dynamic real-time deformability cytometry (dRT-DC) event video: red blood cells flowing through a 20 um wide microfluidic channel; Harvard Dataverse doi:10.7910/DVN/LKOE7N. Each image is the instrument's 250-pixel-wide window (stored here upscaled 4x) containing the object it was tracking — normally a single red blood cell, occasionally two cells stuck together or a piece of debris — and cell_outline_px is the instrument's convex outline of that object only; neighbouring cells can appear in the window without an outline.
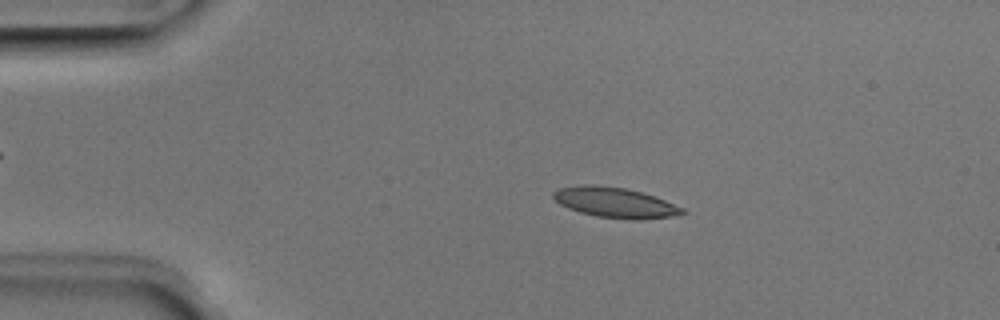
{"species": "Egyptian fruit bat (a non-hibernating species)", "species_latin": "Rousettus aegyptiacus", "temperature_condition": "room temperature", "stored_images_in_passage": 50, "camera_frame_rate_fps": 3000, "um_per_image_px": 0.085, "animal": {"sex": "male"}, "frame": {"image": 1, "passage_image": 9, "time_ms": 2.667, "image_size_px": [1000, 320], "cell_outline_px": [[688, 212], [672, 216], [636, 220], [632, 220], [596, 216], [580, 212], [568, 208], [560, 204], [552, 196], [552, 192], [560, 188], [584, 184], [592, 184], [624, 188], [656, 196], [684, 208]], "centroid_in_image_um": [52.29, 17.22], "position_along_channel_um": 32.7, "area_um2": 22.72}}
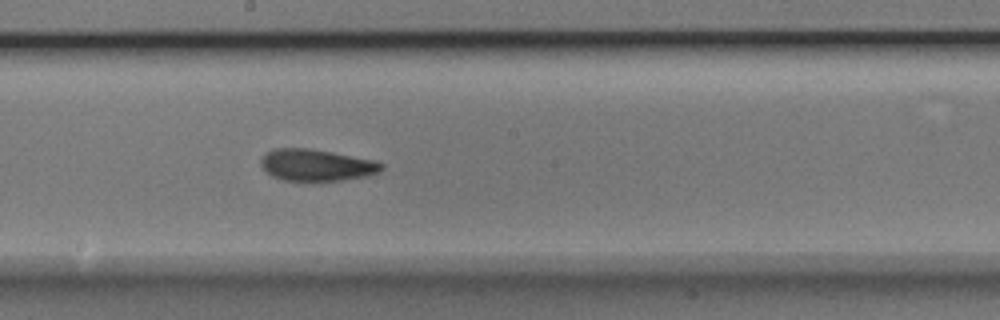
{"frame": {"image": 2, "passage_image": 27, "time_ms": 8.667, "image_size_px": [1000, 320], "cell_outline_px": [[384, 168], [380, 172], [368, 176], [340, 180], [284, 180], [272, 176], [260, 164], [260, 160], [272, 148], [308, 148], [332, 152], [376, 160], [384, 164]], "centroid_in_image_um": [26.95, 14.02], "position_along_channel_um": 221.3, "area_um2": 22.2}}
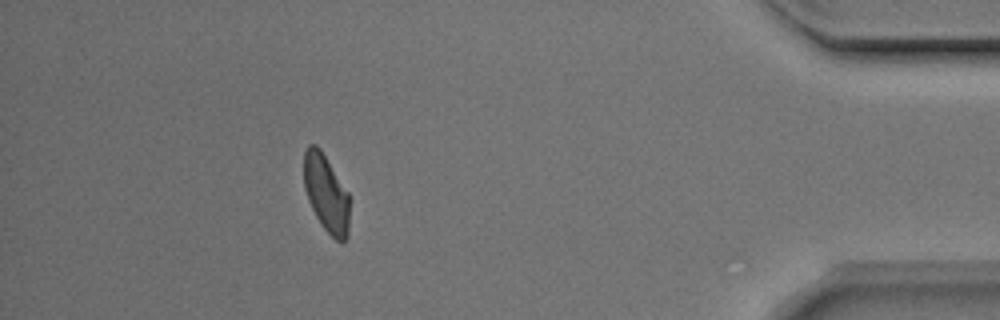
{"frame": {"image": 3, "passage_image": 45, "time_ms": 14.667, "image_size_px": [1000, 320], "cell_outline_px": [[348, 236], [344, 240], [336, 240], [324, 228], [316, 216], [308, 200], [304, 188], [304, 152], [308, 144], [316, 144], [320, 148], [348, 192]], "centroid_in_image_um": [27.7, 16.4], "position_along_channel_um": 407.5, "area_um2": 20.29}, "authors_computed_cell_mechanics": {"area_um2": 22.2241, "velocity_mm_per_s": 3.9451, "shape_relaxation_time_tau1_ms": 3.0941, "shape_relaxation_time_tau2_ms": 2.1096, "deformation_change_tau1": 0.1222, "deformation_change_tau2": 0.0773}}